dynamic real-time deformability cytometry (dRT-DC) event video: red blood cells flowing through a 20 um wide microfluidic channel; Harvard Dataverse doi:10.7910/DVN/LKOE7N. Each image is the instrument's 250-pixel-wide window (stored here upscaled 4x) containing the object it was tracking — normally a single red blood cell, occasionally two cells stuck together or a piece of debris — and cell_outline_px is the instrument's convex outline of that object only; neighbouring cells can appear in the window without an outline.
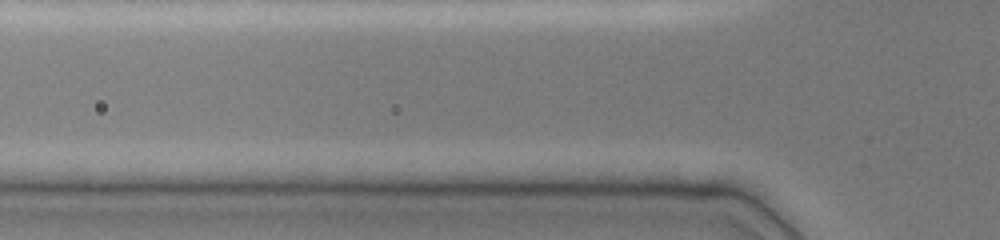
{"species": "common noctule bat (a hibernating species)", "species_latin": "Nyctalus noctula", "temperature_condition": "cold", "stored_images_in_passage": 3, "camera_frame_rate_fps": 3000, "um_per_image_px": 0.085, "animal": {"sex": "female", "body_mass_g": 19.0, "forearm_length_mm": 51.5}, "frame": {"image": 1, "passage_image": 2, "time_ms": 0.667, "image_size_px": [1000, 240], "cell_outline_px": [[712, 192], [692, 196], [684, 196], [576, 192], [548, 188], [556, 184], [592, 180], [652, 180], [676, 184]], "centroid_in_image_um": [53.53, 15.96], "position_along_channel_um": 72.3, "area_um2": 12.6}}